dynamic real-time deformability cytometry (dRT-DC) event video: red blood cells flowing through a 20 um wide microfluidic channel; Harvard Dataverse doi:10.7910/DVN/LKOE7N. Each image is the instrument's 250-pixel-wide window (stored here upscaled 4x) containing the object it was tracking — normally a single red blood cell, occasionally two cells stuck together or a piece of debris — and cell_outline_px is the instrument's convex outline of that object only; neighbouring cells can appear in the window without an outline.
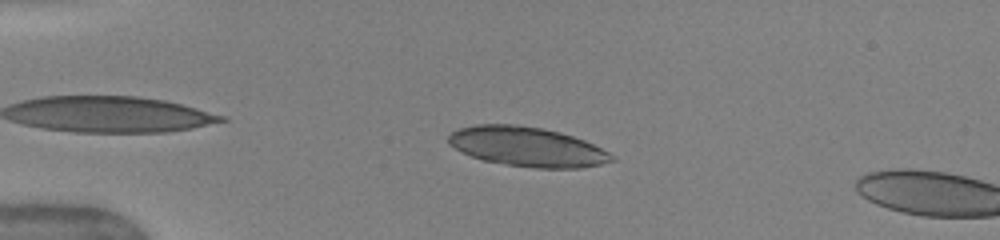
{"species": "human", "species_latin": "Homo sapiens", "temperature_condition": "warm", "stored_images_in_passage": 10, "camera_frame_rate_fps": 3000, "um_per_image_px": 0.085, "donor": {"sex": "female"}, "frame": {"image": 1, "passage_image": 7, "time_ms": 1.667, "image_size_px": [1000, 240], "cell_outline_px": [[616, 160], [600, 164], [580, 168], [536, 168], [504, 164], [484, 160], [472, 156], [448, 144], [448, 136], [452, 132], [460, 128], [476, 124], [516, 124], [544, 128], [560, 132], [584, 140], [608, 152]], "centroid_in_image_um": [44.8, 12.46], "position_along_channel_um": 40.2, "area_um2": 37.4}}